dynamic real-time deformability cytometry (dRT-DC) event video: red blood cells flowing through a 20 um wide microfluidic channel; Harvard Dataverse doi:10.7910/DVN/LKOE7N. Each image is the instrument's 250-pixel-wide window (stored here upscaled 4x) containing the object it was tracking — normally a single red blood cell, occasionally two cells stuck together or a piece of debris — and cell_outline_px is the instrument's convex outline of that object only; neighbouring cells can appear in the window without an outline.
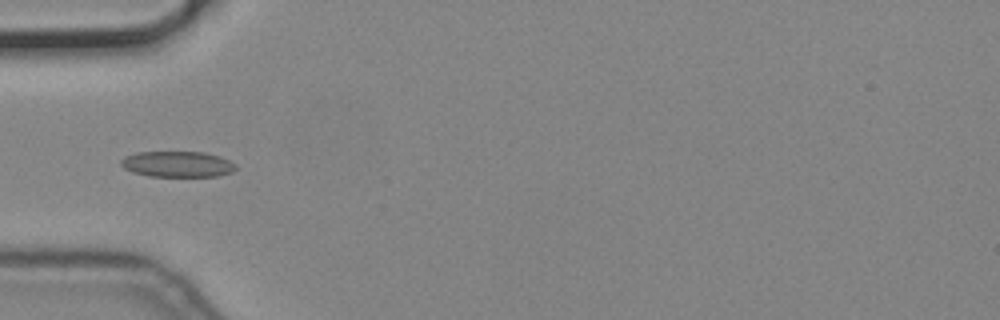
{"species": "common noctule bat (a hibernating species)", "species_latin": "Nyctalus noctula", "temperature_condition": "cold", "stored_images_in_passage": 8, "camera_frame_rate_fps": 3000, "um_per_image_px": 0.085, "animal": {"sex": "male", "body_mass_g": 19.2, "forearm_length_mm": 51.8}, "frame": {"image": 1, "passage_image": 6, "time_ms": 1.667, "image_size_px": [1000, 320], "cell_outline_px": [[236, 168], [232, 172], [216, 176], [148, 176], [132, 172], [124, 168], [120, 164], [120, 160], [124, 156], [136, 152], [204, 152], [220, 156], [236, 164]], "centroid_in_image_um": [15.05, 13.95], "position_along_channel_um": 69.9, "area_um2": 17.34}}
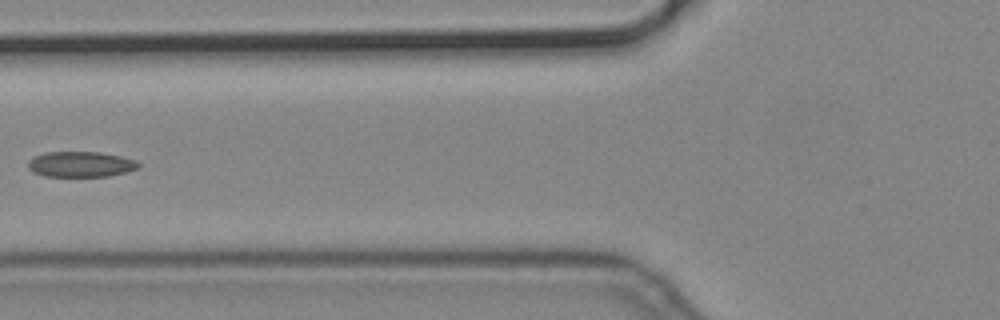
{"frame": {"image": 2, "passage_image": 7, "time_ms": 2.0, "image_size_px": [1000, 320], "cell_outline_px": [[140, 164], [136, 168], [124, 172], [108, 176], [44, 176], [32, 172], [28, 168], [28, 160], [32, 156], [44, 152], [100, 152], [120, 156], [136, 160]], "centroid_in_image_um": [6.79, 13.95], "position_along_channel_um": 119.0, "area_um2": 16.42}}
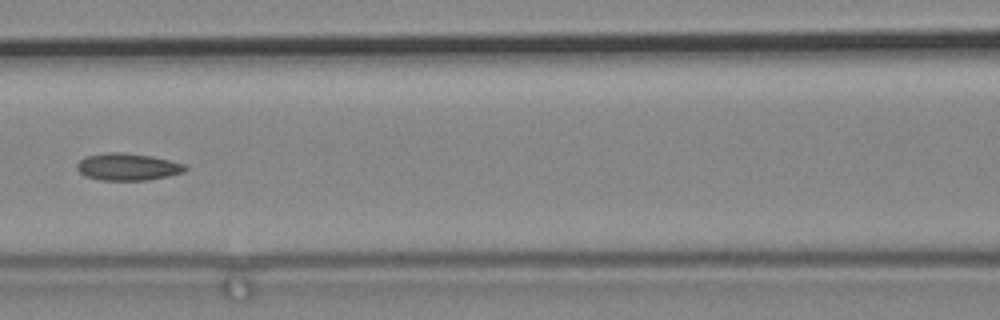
{"frame": {"image": 3, "passage_image": 8, "time_ms": 2.333, "image_size_px": [1000, 320], "cell_outline_px": [[188, 168], [184, 172], [168, 176], [148, 180], [100, 180], [84, 176], [76, 168], [76, 164], [84, 156], [108, 152], [124, 152], [152, 156], [184, 164]], "centroid_in_image_um": [10.82, 14.18], "position_along_channel_um": 155.8, "area_um2": 17.22}}